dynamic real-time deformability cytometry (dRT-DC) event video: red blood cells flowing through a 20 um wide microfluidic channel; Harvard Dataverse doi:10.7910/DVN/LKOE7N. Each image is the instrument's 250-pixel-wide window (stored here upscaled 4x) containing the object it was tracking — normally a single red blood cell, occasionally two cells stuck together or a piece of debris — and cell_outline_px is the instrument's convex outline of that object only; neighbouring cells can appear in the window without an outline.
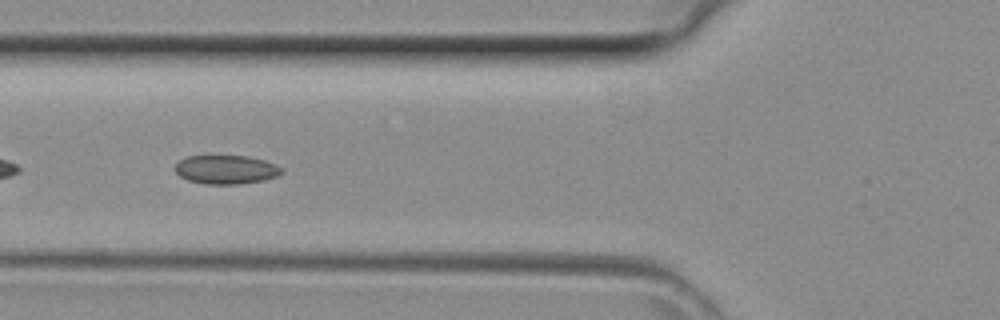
{"species": "common noctule bat (a hibernating species)", "species_latin": "Nyctalus noctula", "temperature_condition": "room temperature", "stored_images_in_passage": 39, "camera_frame_rate_fps": 3000, "um_per_image_px": 0.085, "animal": {"sex": "female", "body_mass_g": 29.2, "forearm_length_mm": 56.3}, "frame": {"image": 1, "passage_image": 12, "time_ms": 3.667, "image_size_px": [1000, 320], "cell_outline_px": [[280, 172], [276, 176], [264, 180], [240, 184], [204, 184], [188, 180], [180, 176], [176, 172], [176, 164], [180, 160], [188, 156], [248, 156], [264, 160], [276, 164], [280, 168]], "centroid_in_image_um": [19.2, 14.41], "position_along_channel_um": 106.6, "area_um2": 17.69}}
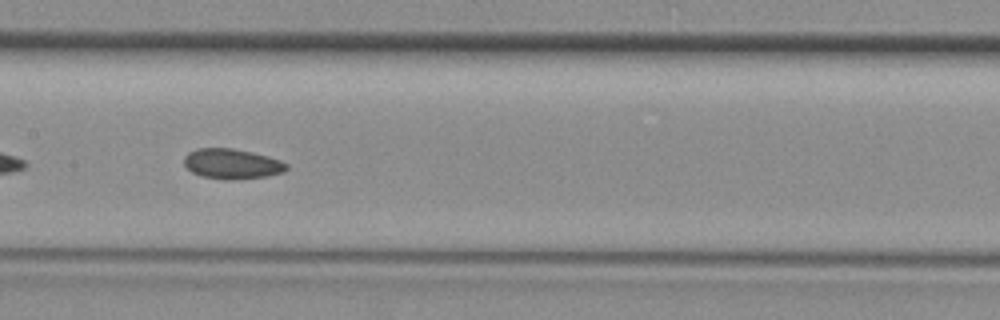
{"frame": {"image": 2, "passage_image": 17, "time_ms": 5.333, "image_size_px": [1000, 320], "cell_outline_px": [[288, 168], [284, 172], [268, 176], [228, 180], [224, 180], [204, 176], [192, 172], [184, 164], [184, 156], [188, 152], [196, 148], [232, 148], [252, 152], [268, 156], [280, 160], [288, 164]], "centroid_in_image_um": [19.73, 13.92], "position_along_channel_um": 187.7, "area_um2": 18.03}}